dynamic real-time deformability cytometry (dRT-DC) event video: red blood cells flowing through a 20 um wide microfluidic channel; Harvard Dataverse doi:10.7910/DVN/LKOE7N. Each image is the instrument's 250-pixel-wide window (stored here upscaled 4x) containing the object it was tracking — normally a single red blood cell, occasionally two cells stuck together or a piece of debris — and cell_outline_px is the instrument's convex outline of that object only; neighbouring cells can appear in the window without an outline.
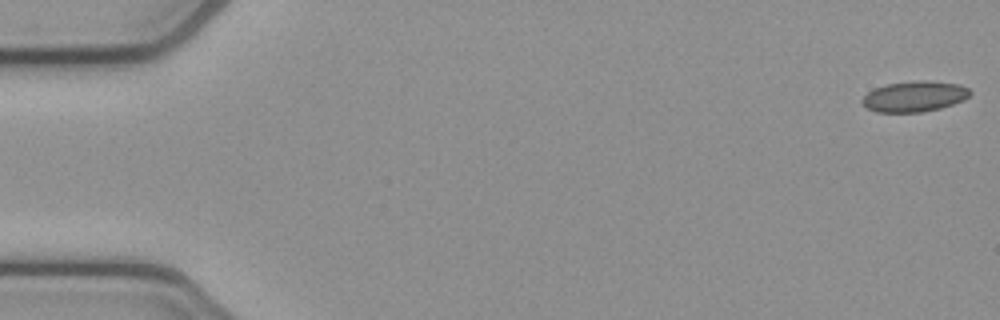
{"species": "common noctule bat (a hibernating species)", "species_latin": "Nyctalus noctula", "temperature_condition": "cold", "stored_images_in_passage": 5, "camera_frame_rate_fps": 3000, "um_per_image_px": 0.085, "animal": {"sex": "female", "body_mass_g": 21.9}, "frame": {"image": 1, "passage_image": 1, "time_ms": 0.0, "image_size_px": [1000, 320], "cell_outline_px": [[972, 92], [964, 100], [940, 108], [920, 112], [876, 112], [868, 108], [860, 100], [868, 92], [884, 84], [916, 80], [928, 80], [960, 84], [968, 88]], "centroid_in_image_um": [77.74, 8.18], "position_along_channel_um": 7.3, "area_um2": 19.31}}
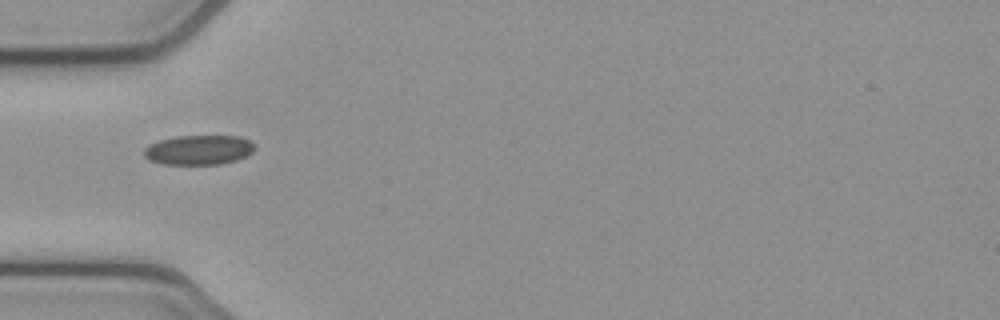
{"frame": {"image": 2, "passage_image": 5, "time_ms": 1.333, "image_size_px": [1000, 320], "cell_outline_px": [[256, 148], [252, 152], [236, 160], [220, 164], [164, 164], [148, 160], [144, 156], [144, 148], [148, 144], [160, 140], [176, 136], [240, 136], [256, 144]], "centroid_in_image_um": [16.88, 12.74], "position_along_channel_um": 68.1, "area_um2": 19.19}}